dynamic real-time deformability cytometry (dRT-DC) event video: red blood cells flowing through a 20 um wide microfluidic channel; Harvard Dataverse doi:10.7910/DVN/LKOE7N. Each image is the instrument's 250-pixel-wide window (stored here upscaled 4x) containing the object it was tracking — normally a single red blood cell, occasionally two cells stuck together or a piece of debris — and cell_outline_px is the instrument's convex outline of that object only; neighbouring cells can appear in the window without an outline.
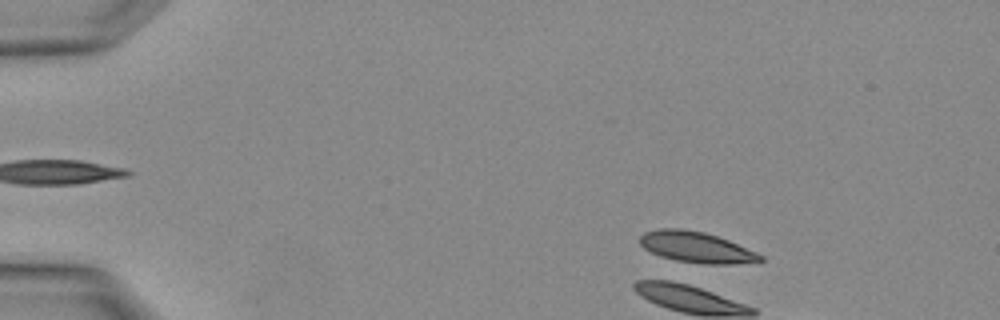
{"species": "Egyptian fruit bat (a non-hibernating species)", "species_latin": "Rousettus aegyptiacus", "temperature_condition": "warm", "stored_images_in_passage": 4, "camera_frame_rate_fps": 3000, "um_per_image_px": 0.085, "animal": {"sex": "female"}, "frame": {"image": 1, "passage_image": 1, "time_ms": 0.0, "image_size_px": [1000, 320], "cell_outline_px": [[764, 260], [732, 264], [708, 264], [676, 260], [660, 256], [644, 248], [640, 244], [640, 236], [644, 232], [660, 228], [680, 228], [704, 232], [728, 240], [756, 252], [764, 256]], "centroid_in_image_um": [59.17, 21.0], "position_along_channel_um": 25.8, "area_um2": 21.44}}